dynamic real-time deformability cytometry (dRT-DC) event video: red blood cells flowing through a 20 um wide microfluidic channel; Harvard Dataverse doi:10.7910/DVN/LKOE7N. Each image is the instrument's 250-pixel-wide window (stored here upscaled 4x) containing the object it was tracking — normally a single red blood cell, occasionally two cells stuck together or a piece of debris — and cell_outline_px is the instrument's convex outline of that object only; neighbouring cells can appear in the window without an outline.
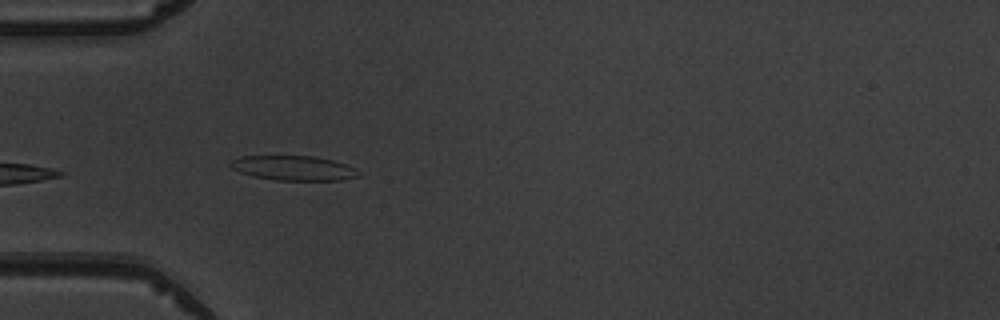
{"species": "common noctule bat (a hibernating species)", "species_latin": "Nyctalus noctula", "temperature_condition": "warm", "stored_images_in_passage": 6, "camera_frame_rate_fps": 3000, "um_per_image_px": 0.085, "animal": {"sex": "male", "body_mass_g": 19.5, "forearm_length_mm": 54.6}, "frame": {"image": 1, "passage_image": 4, "time_ms": 3.333, "image_size_px": [1000, 320], "cell_outline_px": [[360, 176], [340, 180], [276, 180], [252, 176], [240, 172], [232, 168], [228, 164], [228, 160], [240, 156], [312, 156], [332, 160], [348, 164], [356, 168]], "centroid_in_image_um": [24.92, 14.28], "position_along_channel_um": 60.1, "area_um2": 18.55}}
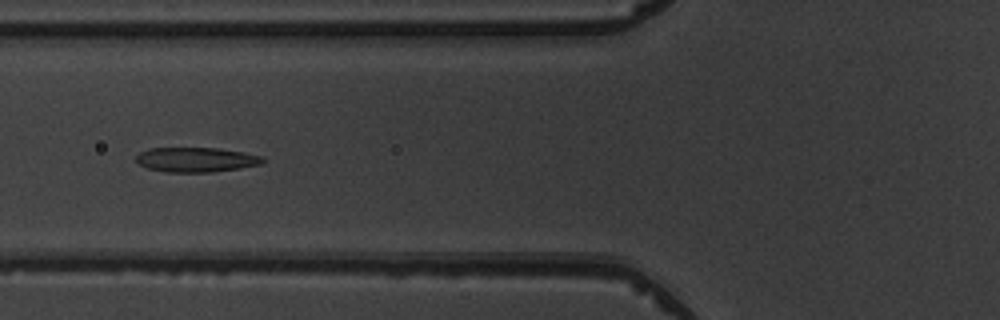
{"frame": {"image": 2, "passage_image": 5, "time_ms": 4.667, "image_size_px": [1000, 320], "cell_outline_px": [[264, 160], [260, 164], [240, 168], [212, 172], [164, 172], [148, 168], [140, 164], [136, 160], [136, 156], [140, 152], [148, 148], [220, 148], [244, 152], [264, 156]], "centroid_in_image_um": [16.68, 13.57], "position_along_channel_um": 109.1, "area_um2": 18.26}}
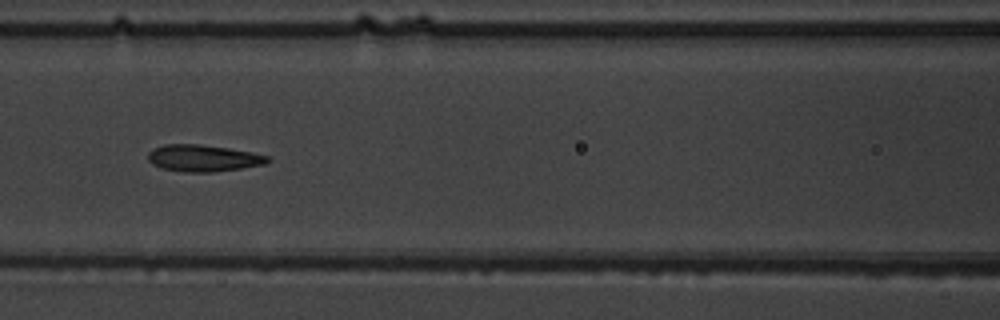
{"frame": {"image": 3, "passage_image": 6, "time_ms": 5.667, "image_size_px": [1000, 320], "cell_outline_px": [[272, 160], [264, 164], [240, 168], [212, 172], [184, 172], [160, 168], [152, 164], [148, 160], [148, 152], [164, 144], [200, 144], [228, 148], [252, 152], [268, 156]], "centroid_in_image_um": [17.26, 13.44], "position_along_channel_um": 149.3, "area_um2": 18.61}}